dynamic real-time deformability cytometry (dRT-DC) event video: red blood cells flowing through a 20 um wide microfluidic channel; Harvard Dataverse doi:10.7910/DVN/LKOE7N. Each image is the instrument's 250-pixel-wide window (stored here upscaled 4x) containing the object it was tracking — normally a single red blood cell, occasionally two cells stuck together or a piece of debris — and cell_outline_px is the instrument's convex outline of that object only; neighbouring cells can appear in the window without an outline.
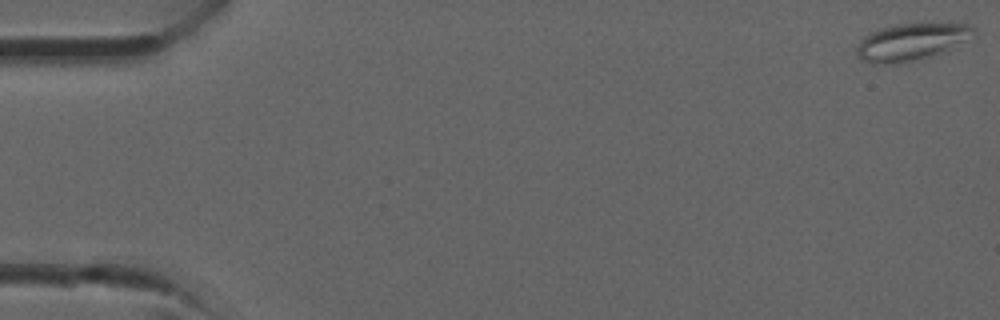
{"species": "common noctule bat (a hibernating species)", "species_latin": "Nyctalus noctula", "temperature_condition": "room temperature", "stored_images_in_passage": 4, "camera_frame_rate_fps": 3000, "um_per_image_px": 0.085, "animal": {"sex": "male", "forearm_length_mm": 52.5}, "frame": {"image": 1, "passage_image": 1, "time_ms": 0.0, "image_size_px": [1000, 320], "cell_outline_px": [[976, 32], [948, 52], [896, 64], [872, 64], [856, 56], [856, 48], [860, 40], [864, 36], [880, 28], [896, 24], [972, 24], [976, 28]], "centroid_in_image_um": [77.45, 3.57], "position_along_channel_um": 7.5, "area_um2": 25.32}}
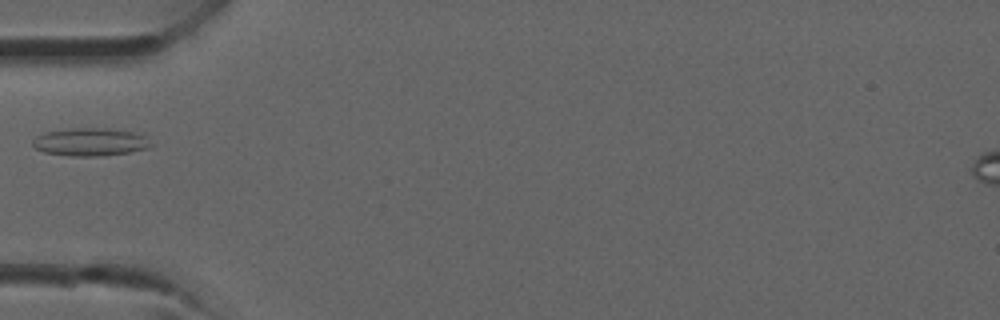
{"frame": {"image": 2, "passage_image": 4, "time_ms": 1.0, "image_size_px": [1000, 320], "cell_outline_px": [[152, 144], [148, 148], [128, 152], [100, 156], [72, 156], [44, 152], [36, 148], [32, 144], [32, 140], [36, 136], [44, 132], [76, 128], [108, 128], [136, 132], [144, 136]], "centroid_in_image_um": [7.66, 12.06], "position_along_channel_um": 77.3, "area_um2": 19.13}}